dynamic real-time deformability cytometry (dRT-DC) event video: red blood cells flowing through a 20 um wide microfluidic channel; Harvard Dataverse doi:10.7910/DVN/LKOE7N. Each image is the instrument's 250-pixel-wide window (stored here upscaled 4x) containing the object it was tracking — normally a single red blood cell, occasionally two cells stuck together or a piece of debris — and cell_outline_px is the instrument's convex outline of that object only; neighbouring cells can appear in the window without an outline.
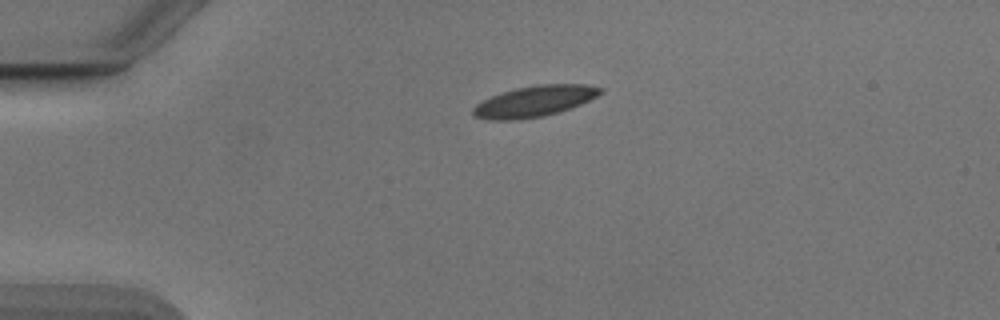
{"species": "Egyptian fruit bat (a non-hibernating species)", "species_latin": "Rousettus aegyptiacus", "temperature_condition": "cold", "stored_images_in_passage": 41, "camera_frame_rate_fps": 3000, "um_per_image_px": 0.085, "animal": {"sex": "male"}, "frame": {"image": 1, "passage_image": 1, "time_ms": 0.0, "image_size_px": [1000, 320], "cell_outline_px": [[604, 92], [580, 104], [544, 116], [512, 120], [488, 120], [476, 116], [472, 112], [472, 108], [476, 104], [492, 96], [516, 88], [536, 84], [588, 84], [604, 88]], "centroid_in_image_um": [45.44, 8.59], "position_along_channel_um": 39.6, "area_um2": 22.72}}
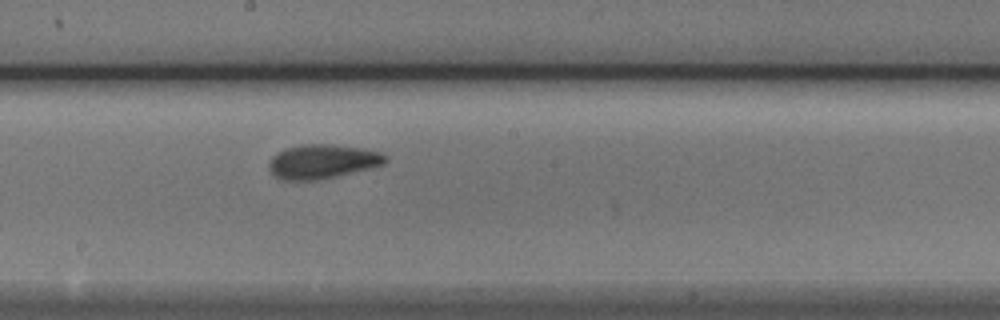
{"frame": {"image": 2, "passage_image": 18, "time_ms": 5.667, "image_size_px": [1000, 320], "cell_outline_px": [[388, 160], [384, 164], [336, 176], [316, 180], [280, 180], [268, 168], [268, 164], [272, 156], [288, 148], [300, 144], [332, 144], [360, 148], [380, 152], [388, 156]], "centroid_in_image_um": [27.4, 13.72], "position_along_channel_um": 220.8, "area_um2": 23.0}}
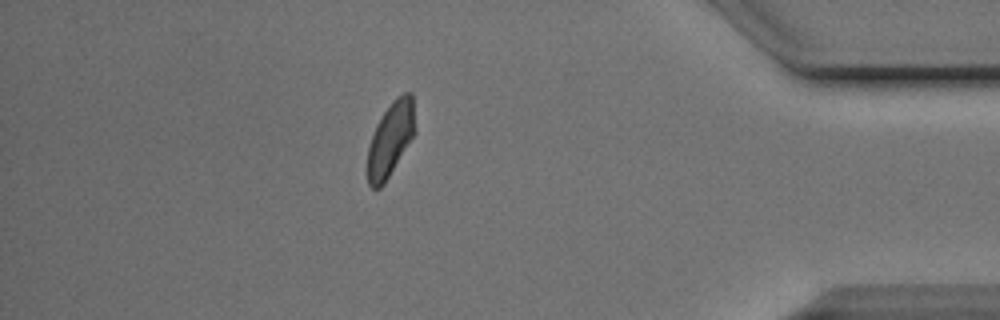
{"frame": {"image": 3, "passage_image": 35, "time_ms": 11.333, "image_size_px": [1000, 320], "cell_outline_px": [[416, 132], [384, 184], [380, 188], [372, 188], [368, 184], [368, 148], [376, 124], [392, 100], [396, 96], [404, 92], [412, 92], [416, 128]], "centroid_in_image_um": [33.22, 11.79], "position_along_channel_um": 402.0, "area_um2": 20.58}, "authors_computed_cell_mechanics": {"area_um2": 21.675, "velocity_mm_per_s": 3.8667, "shape_relaxation_time_tau1_ms": 3.9482, "shape_relaxation_time_tau2_ms": 2.4952, "deformation_change_tau1": 0.1299, "deformation_change_tau2": 0.061}}